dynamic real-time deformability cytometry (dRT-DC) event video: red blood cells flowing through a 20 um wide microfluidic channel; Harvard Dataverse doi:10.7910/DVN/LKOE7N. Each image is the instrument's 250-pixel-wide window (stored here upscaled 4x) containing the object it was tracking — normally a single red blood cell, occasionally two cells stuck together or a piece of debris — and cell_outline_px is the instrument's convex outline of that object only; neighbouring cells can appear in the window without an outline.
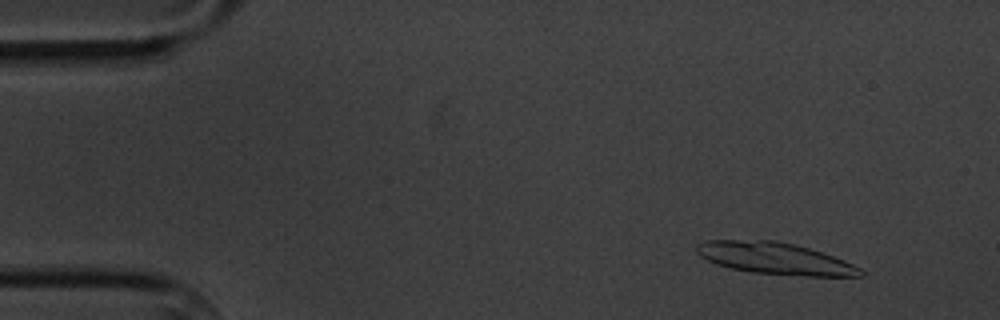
{"species": "common noctule bat (a hibernating species)", "species_latin": "Nyctalus noctula", "temperature_condition": "cold", "stored_images_in_passage": 15, "segment_of_instrument_passage": [1, 2], "camera_frame_rate_fps": 3000, "um_per_image_px": 0.085, "animal": {"sex": "male", "body_mass_g": 20.1, "forearm_length_mm": 53.5}, "frame": {"image": 1, "passage_image": 2, "time_ms": 1.0, "image_size_px": [1000, 320], "cell_outline_px": [[864, 276], [808, 276], [752, 272], [732, 268], [716, 264], [700, 256], [696, 252], [696, 244], [704, 240], [776, 240], [796, 244], [844, 260], [860, 268], [864, 272]], "centroid_in_image_um": [65.85, 21.95], "position_along_channel_um": 19.2, "area_um2": 30.17}}